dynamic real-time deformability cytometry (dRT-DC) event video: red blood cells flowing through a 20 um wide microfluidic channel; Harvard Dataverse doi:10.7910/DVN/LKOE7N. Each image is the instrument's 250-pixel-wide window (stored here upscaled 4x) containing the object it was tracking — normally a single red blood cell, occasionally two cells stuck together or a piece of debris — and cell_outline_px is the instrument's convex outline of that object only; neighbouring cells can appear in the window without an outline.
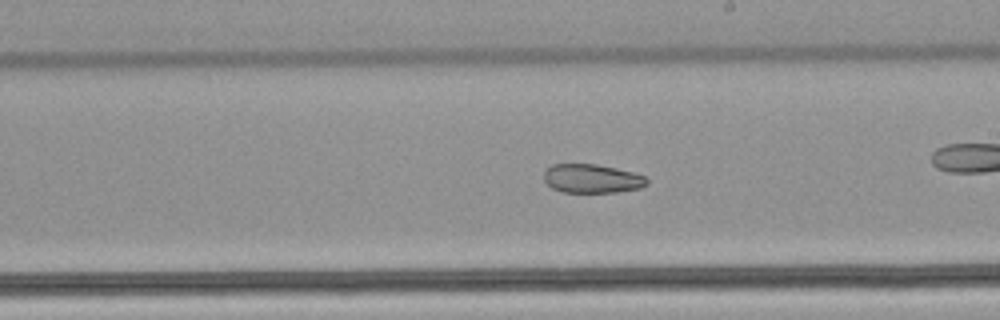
{"species": "common noctule bat (a hibernating species)", "species_latin": "Nyctalus noctula", "temperature_condition": "warm", "stored_images_in_passage": 27, "camera_frame_rate_fps": 3000, "um_per_image_px": 0.085, "animal": {"sex": "male", "body_mass_g": 21.5, "forearm_length_mm": 52.0}, "frame": {"image": 1, "passage_image": 16, "time_ms": 5.0, "image_size_px": [1000, 320], "cell_outline_px": [[648, 184], [640, 188], [616, 192], [560, 192], [552, 188], [544, 180], [544, 172], [552, 164], [596, 164], [616, 168], [632, 172], [644, 176], [648, 180]], "centroid_in_image_um": [50.31, 15.18], "position_along_channel_um": 238.7, "area_um2": 17.28}}